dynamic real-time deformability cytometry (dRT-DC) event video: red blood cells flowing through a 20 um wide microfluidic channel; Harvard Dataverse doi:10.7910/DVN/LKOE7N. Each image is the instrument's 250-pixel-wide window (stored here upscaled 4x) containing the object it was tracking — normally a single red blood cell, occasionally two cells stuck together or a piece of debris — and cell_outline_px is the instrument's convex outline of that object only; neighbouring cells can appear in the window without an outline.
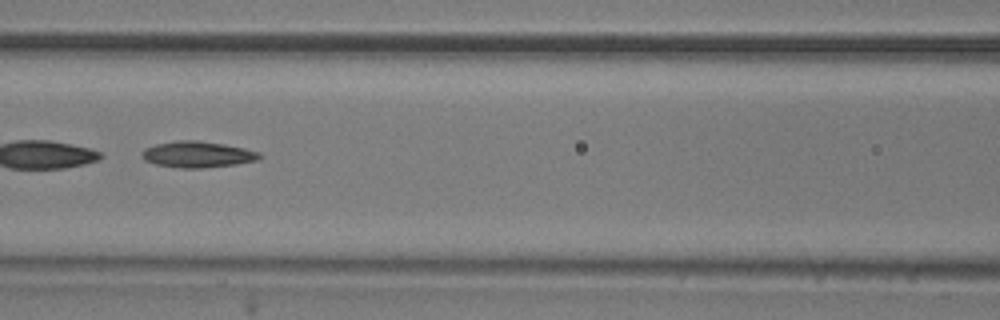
{"species": "common noctule bat (a hibernating species)", "species_latin": "Nyctalus noctula", "temperature_condition": "room temperature", "stored_images_in_passage": 51, "segment_of_instrument_passage": [2, 2], "camera_frame_rate_fps": 3000, "um_per_image_px": 0.085, "animal": {"sex": "male", "body_mass_g": 20.5, "forearm_length_mm": 52.5}, "frame": {"image": 1, "passage_image": 22, "time_ms": 7.0, "image_size_px": [1000, 320], "cell_outline_px": [[264, 156], [256, 160], [236, 164], [200, 168], [180, 168], [156, 164], [144, 160], [140, 156], [140, 152], [144, 148], [156, 144], [176, 140], [196, 140], [224, 144], [244, 148], [260, 152]], "centroid_in_image_um": [16.76, 13.12], "position_along_channel_um": 149.8, "area_um2": 18.03}}
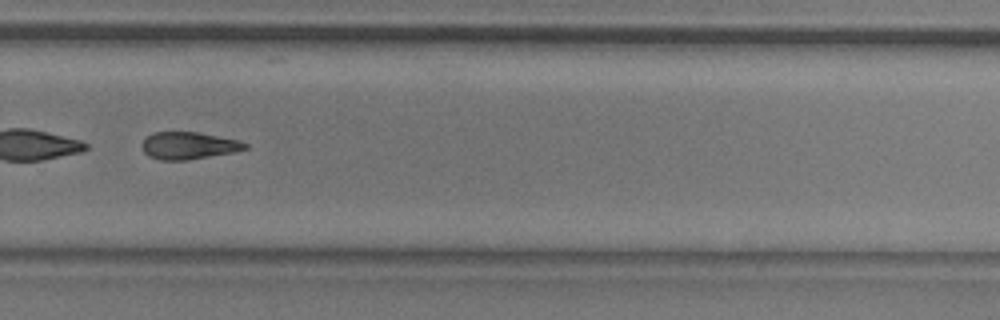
{"frame": {"image": 2, "passage_image": 35, "time_ms": 11.333, "image_size_px": [1000, 320], "cell_outline_px": [[248, 148], [232, 152], [188, 160], [160, 160], [148, 156], [144, 152], [140, 144], [152, 132], [196, 132], [236, 140], [248, 144]], "centroid_in_image_um": [15.97, 12.38], "position_along_channel_um": 313.8, "area_um2": 16.18}}